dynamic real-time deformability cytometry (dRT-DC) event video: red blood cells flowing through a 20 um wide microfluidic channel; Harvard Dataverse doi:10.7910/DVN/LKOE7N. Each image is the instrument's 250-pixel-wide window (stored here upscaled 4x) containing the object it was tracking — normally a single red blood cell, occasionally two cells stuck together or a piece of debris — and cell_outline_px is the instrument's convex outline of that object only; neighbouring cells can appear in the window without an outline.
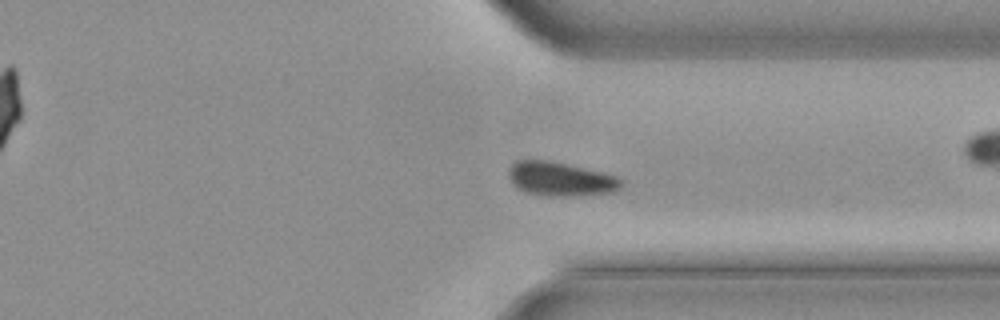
{"species": "common noctule bat (a hibernating species)", "species_latin": "Nyctalus noctula", "temperature_condition": "cold", "stored_images_in_passage": 31, "camera_frame_rate_fps": 3000, "um_per_image_px": 0.085, "animal": {"sex": "male", "body_mass_g": 21.5, "forearm_length_mm": 52.0}, "frame": {"image": 1, "passage_image": 26, "time_ms": 8.333, "image_size_px": [1000, 320], "cell_outline_px": [[624, 184], [616, 192], [580, 196], [540, 196], [524, 192], [516, 188], [512, 184], [508, 176], [508, 168], [516, 160], [544, 160], [564, 164], [600, 172], [616, 176], [624, 180]], "centroid_in_image_um": [47.63, 15.25], "position_along_channel_um": 363.8, "area_um2": 22.6}}